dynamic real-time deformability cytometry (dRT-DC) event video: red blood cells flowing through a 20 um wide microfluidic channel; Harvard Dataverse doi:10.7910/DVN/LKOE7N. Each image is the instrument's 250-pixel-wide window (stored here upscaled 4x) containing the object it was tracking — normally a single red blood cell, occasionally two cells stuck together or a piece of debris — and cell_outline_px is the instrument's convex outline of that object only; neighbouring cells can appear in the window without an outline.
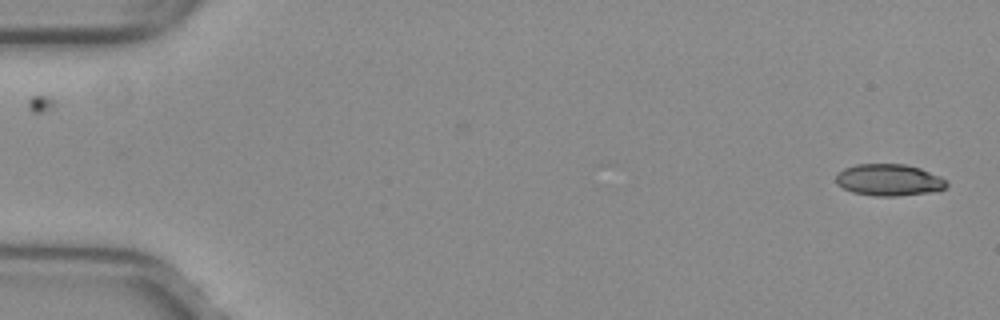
{"species": "common noctule bat (a hibernating species)", "species_latin": "Nyctalus noctula", "temperature_condition": "warm", "stored_images_in_passage": 51, "camera_frame_rate_fps": 3000, "um_per_image_px": 0.085, "animal": {"sex": "female", "body_mass_g": 29.2, "forearm_length_mm": 56.3}, "frame": {"image": 1, "passage_image": 1, "time_ms": 0.0, "image_size_px": [1000, 320], "cell_outline_px": [[948, 184], [944, 188], [928, 192], [896, 196], [876, 196], [852, 192], [836, 184], [836, 176], [844, 168], [856, 164], [904, 164], [920, 168], [940, 176], [948, 180]], "centroid_in_image_um": [75.56, 15.29], "position_along_channel_um": 9.4, "area_um2": 20.35}}
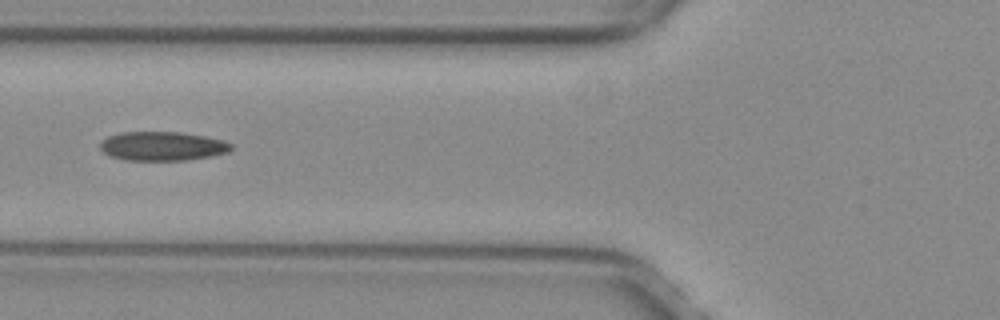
{"frame": {"image": 2, "passage_image": 20, "time_ms": 6.333, "image_size_px": [1000, 320], "cell_outline_px": [[232, 148], [228, 152], [212, 156], [188, 160], [124, 160], [112, 156], [104, 152], [100, 148], [100, 144], [108, 136], [124, 132], [180, 132], [204, 136], [224, 140], [232, 144]], "centroid_in_image_um": [13.84, 12.42], "position_along_channel_um": 112.0, "area_um2": 22.08}}
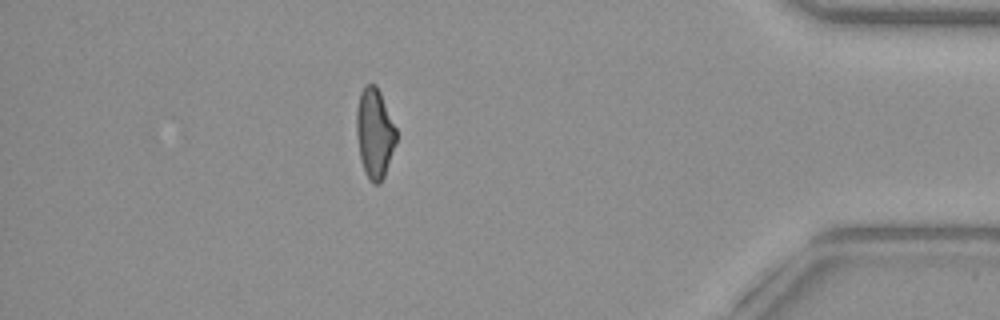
{"frame": {"image": 3, "passage_image": 45, "time_ms": 14.667, "image_size_px": [1000, 320], "cell_outline_px": [[396, 144], [384, 176], [380, 184], [372, 184], [368, 180], [364, 172], [360, 160], [356, 132], [356, 108], [360, 92], [364, 84], [376, 84], [380, 92], [396, 128]], "centroid_in_image_um": [31.82, 11.34], "position_along_channel_um": 403.4, "area_um2": 21.1}, "authors_computed_cell_mechanics": {"area_um2": 21.675, "velocity_mm_per_s": 4.0205, "shape_relaxation_time_tau1_ms": null, "shape_relaxation_time_tau2_ms": 2.8502, "deformation_change_tau1": null, "deformation_change_tau2": 0.1041}}